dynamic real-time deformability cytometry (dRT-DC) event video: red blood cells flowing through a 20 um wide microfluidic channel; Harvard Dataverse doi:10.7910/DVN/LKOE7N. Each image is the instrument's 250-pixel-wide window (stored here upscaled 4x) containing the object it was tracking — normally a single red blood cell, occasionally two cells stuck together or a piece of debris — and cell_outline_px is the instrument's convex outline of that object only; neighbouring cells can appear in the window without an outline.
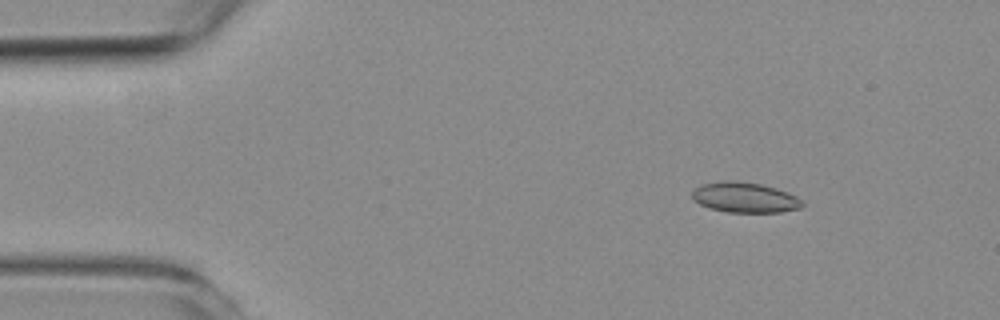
{"species": "common noctule bat (a hibernating species)", "species_latin": "Nyctalus noctula", "temperature_condition": "room temperature", "stored_images_in_passage": 54, "camera_frame_rate_fps": 3000, "um_per_image_px": 0.085, "animal": {"sex": "female", "body_mass_g": 19.3, "forearm_length_mm": 54.1}, "frame": {"image": 1, "passage_image": 6, "time_ms": 1.667, "image_size_px": [1000, 320], "cell_outline_px": [[804, 204], [800, 208], [780, 212], [728, 212], [708, 208], [692, 200], [692, 192], [700, 184], [724, 180], [736, 180], [760, 184], [776, 188], [788, 192], [804, 200]], "centroid_in_image_um": [63.3, 16.78], "position_along_channel_um": 21.7, "area_um2": 19.65}}
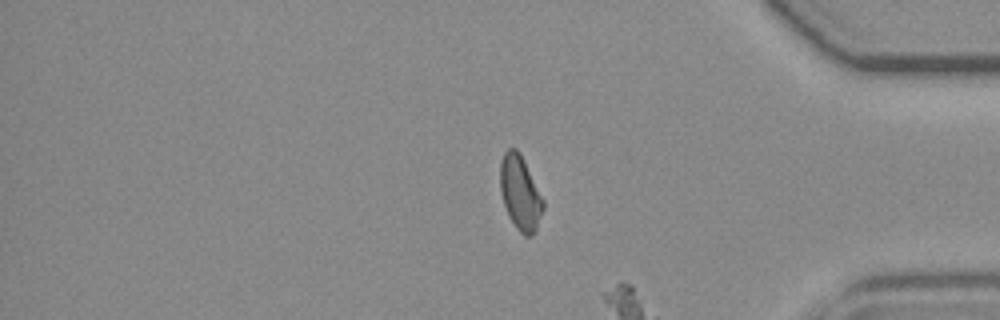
{"frame": {"image": 2, "passage_image": 44, "time_ms": 14.333, "image_size_px": [1000, 320], "cell_outline_px": [[544, 208], [536, 228], [532, 236], [524, 236], [516, 228], [508, 216], [500, 192], [500, 160], [504, 152], [508, 148], [516, 148], [520, 152], [544, 200]], "centroid_in_image_um": [44.2, 16.38], "position_along_channel_um": 391.0, "area_um2": 18.73}}
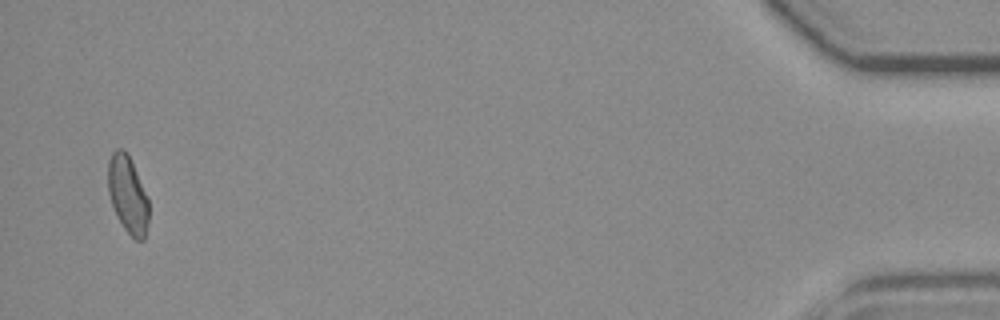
{"frame": {"image": 3, "passage_image": 52, "time_ms": 17.0, "image_size_px": [1000, 320], "cell_outline_px": [[148, 224], [144, 240], [136, 240], [124, 228], [112, 204], [108, 192], [108, 160], [112, 152], [116, 148], [120, 148], [128, 152], [148, 196]], "centroid_in_image_um": [10.87, 16.49], "position_along_channel_um": 424.3, "area_um2": 18.38}}